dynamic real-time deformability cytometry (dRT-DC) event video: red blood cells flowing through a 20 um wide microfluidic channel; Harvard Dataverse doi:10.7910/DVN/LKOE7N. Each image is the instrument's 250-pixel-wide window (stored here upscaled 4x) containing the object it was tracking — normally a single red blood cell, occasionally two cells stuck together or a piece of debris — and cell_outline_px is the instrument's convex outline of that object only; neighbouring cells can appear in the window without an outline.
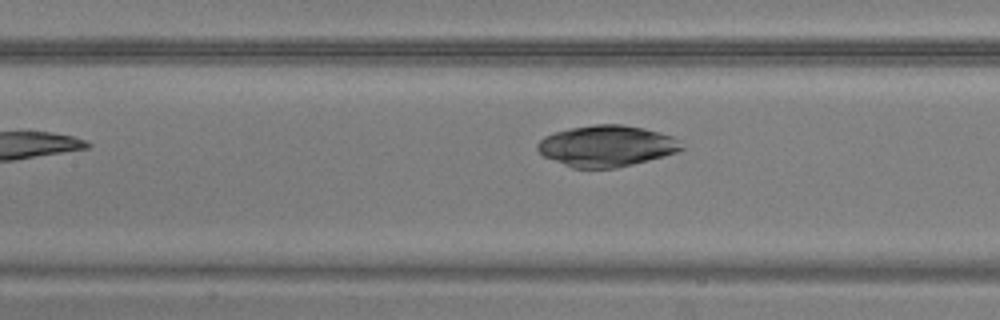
{"species": "common noctule bat (a hibernating species)", "species_latin": "Nyctalus noctula", "temperature_condition": "warm", "stored_images_in_passage": 6, "camera_frame_rate_fps": 3000, "um_per_image_px": 0.085, "animal": {"sex": "male", "body_mass_g": 20.5, "forearm_length_mm": 52.5}, "frame": {"image": 1, "passage_image": 5, "time_ms": 4.667, "image_size_px": [1000, 320], "cell_outline_px": [[684, 148], [676, 152], [664, 156], [616, 168], [572, 168], [544, 156], [536, 148], [536, 144], [544, 136], [556, 132], [572, 128], [596, 124], [620, 124], [644, 128], [672, 136]], "centroid_in_image_um": [51.53, 12.41], "position_along_channel_um": 155.9, "area_um2": 34.22}}
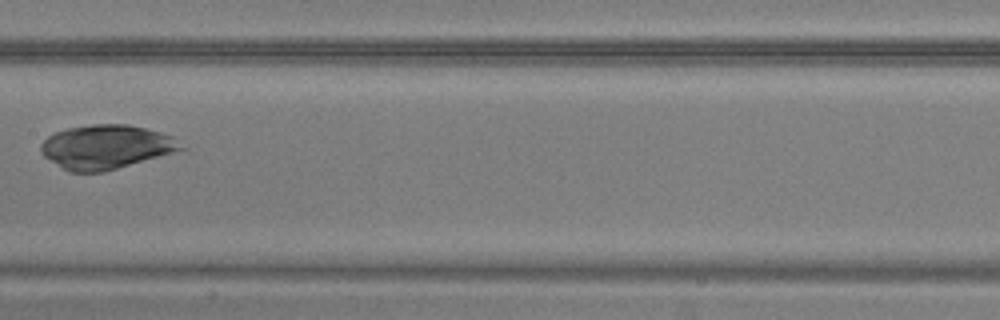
{"frame": {"image": 2, "passage_image": 6, "time_ms": 5.667, "image_size_px": [1000, 320], "cell_outline_px": [[188, 148], [104, 172], [68, 172], [44, 156], [40, 152], [40, 144], [48, 136], [64, 128], [92, 124], [128, 124], [160, 132], [172, 136]], "centroid_in_image_um": [9.0, 12.48], "position_along_channel_um": 198.4, "area_um2": 36.01}}